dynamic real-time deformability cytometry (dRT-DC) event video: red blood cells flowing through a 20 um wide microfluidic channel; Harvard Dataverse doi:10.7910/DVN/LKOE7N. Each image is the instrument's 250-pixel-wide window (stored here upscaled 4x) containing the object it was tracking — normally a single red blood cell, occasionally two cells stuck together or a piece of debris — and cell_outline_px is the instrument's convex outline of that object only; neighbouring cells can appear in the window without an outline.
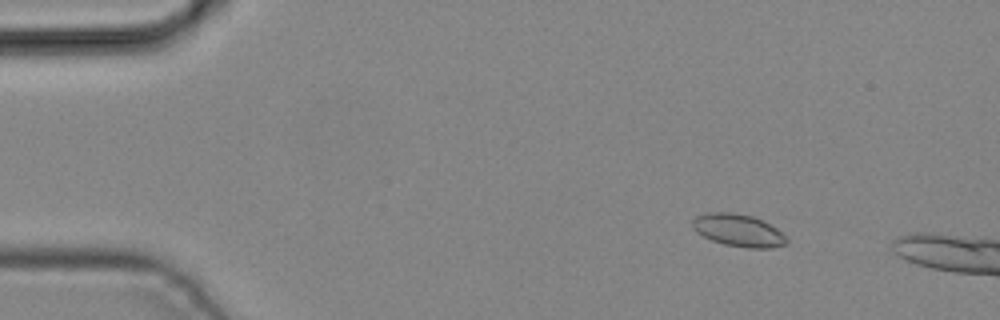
{"species": "common noctule bat (a hibernating species)", "species_latin": "Nyctalus noctula", "temperature_condition": "cold", "stored_images_in_passage": 2, "camera_frame_rate_fps": 3000, "um_per_image_px": 0.085, "animal": {"sex": "male", "body_mass_g": 19.2, "forearm_length_mm": 51.8}, "frame": {"image": 1, "passage_image": 1, "time_ms": 0.0, "image_size_px": [1000, 320], "cell_outline_px": [[788, 244], [772, 248], [748, 248], [724, 244], [712, 240], [696, 232], [692, 228], [692, 220], [696, 216], [704, 212], [732, 212], [752, 216], [776, 228], [788, 240]], "centroid_in_image_um": [62.73, 19.58], "position_along_channel_um": 22.3, "area_um2": 17.74}}